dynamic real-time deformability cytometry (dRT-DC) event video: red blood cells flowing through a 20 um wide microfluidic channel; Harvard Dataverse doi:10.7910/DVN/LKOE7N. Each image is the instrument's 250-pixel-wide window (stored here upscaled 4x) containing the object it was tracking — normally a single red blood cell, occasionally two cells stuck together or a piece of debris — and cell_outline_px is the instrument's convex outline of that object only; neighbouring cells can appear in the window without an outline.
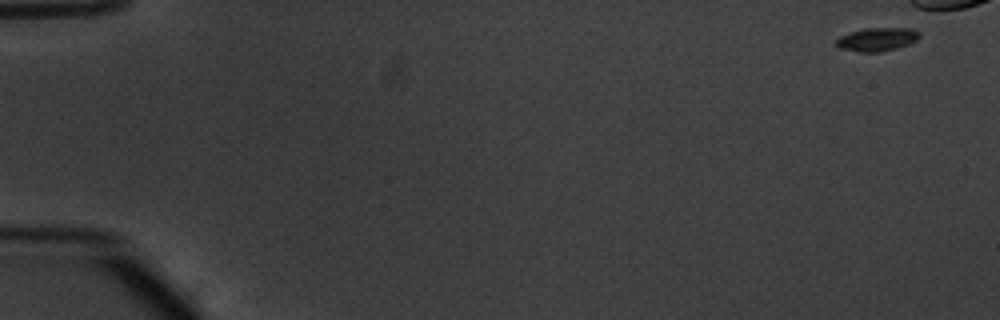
{"species": "common noctule bat (a hibernating species)", "species_latin": "Nyctalus noctula", "temperature_condition": "warm", "stored_images_in_passage": 44, "camera_frame_rate_fps": 3000, "um_per_image_px": 0.085, "animal": {"sex": "male", "body_mass_g": 20.1, "forearm_length_mm": 53.5}, "frame": {"image": 1, "passage_image": 1, "time_ms": 0.0, "image_size_px": [1000, 320], "cell_outline_px": [[920, 36], [916, 40], [908, 44], [896, 48], [880, 52], [860, 52], [840, 48], [836, 44], [836, 40], [840, 36], [852, 32], [868, 28], [912, 28], [920, 32]], "centroid_in_image_um": [74.58, 3.34], "position_along_channel_um": 10.4, "area_um2": 11.21}}
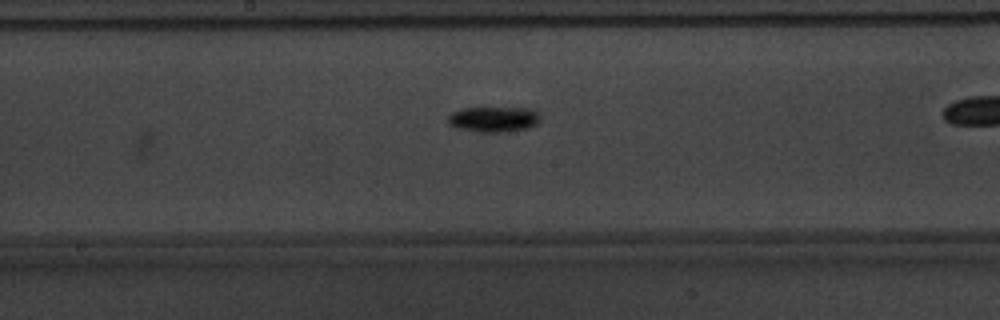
{"frame": {"image": 2, "passage_image": 29, "time_ms": 9.333, "image_size_px": [1000, 320], "cell_outline_px": [[540, 120], [536, 124], [528, 128], [500, 132], [476, 132], [456, 128], [448, 124], [448, 116], [452, 112], [460, 108], [532, 108], [540, 116]], "centroid_in_image_um": [41.93, 10.13], "position_along_channel_um": 206.3, "area_um2": 13.76}}
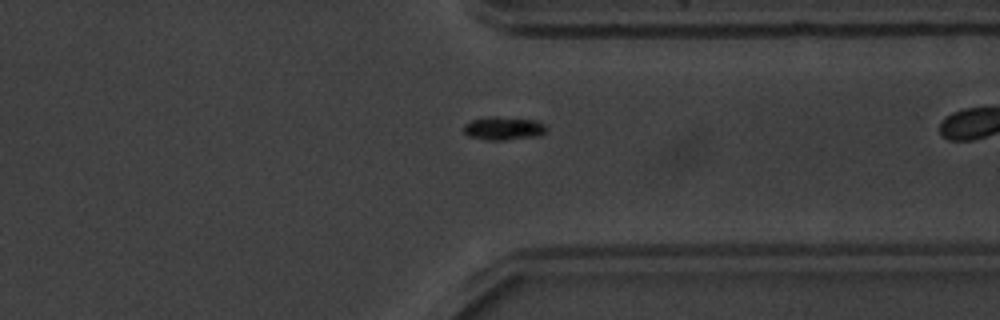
{"frame": {"image": 3, "passage_image": 42, "time_ms": 13.667, "image_size_px": [1000, 320], "cell_outline_px": [[548, 128], [540, 136], [504, 140], [484, 140], [468, 136], [464, 132], [464, 124], [472, 120], [484, 116], [496, 116], [536, 120], [544, 124]], "centroid_in_image_um": [42.79, 10.9], "position_along_channel_um": 368.6, "area_um2": 11.44}}